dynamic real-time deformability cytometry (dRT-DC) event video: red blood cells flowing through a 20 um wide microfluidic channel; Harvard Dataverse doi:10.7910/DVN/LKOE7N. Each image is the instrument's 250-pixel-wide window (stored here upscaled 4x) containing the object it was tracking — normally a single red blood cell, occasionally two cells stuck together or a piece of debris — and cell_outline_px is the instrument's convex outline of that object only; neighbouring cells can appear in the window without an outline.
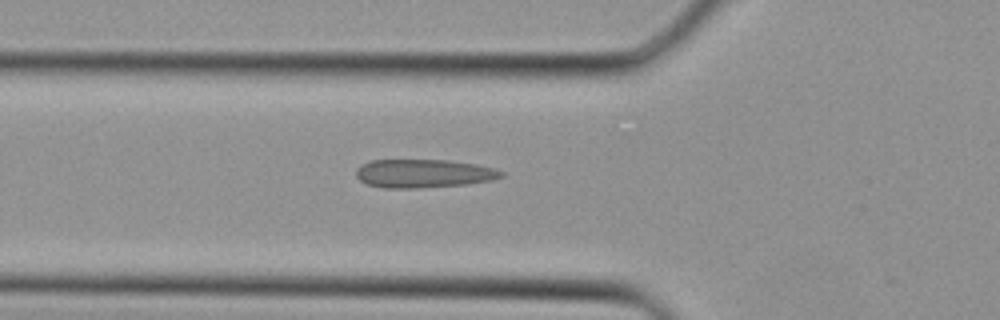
{"species": "Egyptian fruit bat (a non-hibernating species)", "species_latin": "Rousettus aegyptiacus", "temperature_condition": "cold", "stored_images_in_passage": 8, "camera_frame_rate_fps": 3000, "um_per_image_px": 0.085, "animal": {"sex": "female"}, "frame": {"image": 1, "passage_image": 3, "time_ms": 0.667, "image_size_px": [1000, 320], "cell_outline_px": [[504, 176], [492, 180], [468, 184], [420, 188], [384, 188], [368, 184], [360, 180], [356, 176], [356, 168], [372, 160], [448, 160], [476, 164], [492, 168], [504, 172]], "centroid_in_image_um": [36.01, 14.75], "position_along_channel_um": 89.8, "area_um2": 24.04}}
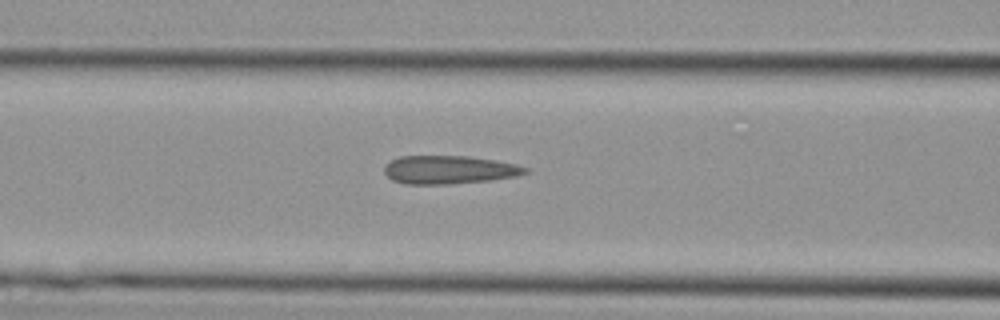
{"frame": {"image": 2, "passage_image": 5, "time_ms": 1.333, "image_size_px": [1000, 320], "cell_outline_px": [[532, 172], [516, 176], [492, 180], [448, 184], [404, 184], [392, 180], [384, 172], [384, 164], [400, 156], [468, 156], [496, 160], [516, 164], [528, 168]], "centroid_in_image_um": [38.2, 14.43], "position_along_channel_um": 128.4, "area_um2": 23.47}}